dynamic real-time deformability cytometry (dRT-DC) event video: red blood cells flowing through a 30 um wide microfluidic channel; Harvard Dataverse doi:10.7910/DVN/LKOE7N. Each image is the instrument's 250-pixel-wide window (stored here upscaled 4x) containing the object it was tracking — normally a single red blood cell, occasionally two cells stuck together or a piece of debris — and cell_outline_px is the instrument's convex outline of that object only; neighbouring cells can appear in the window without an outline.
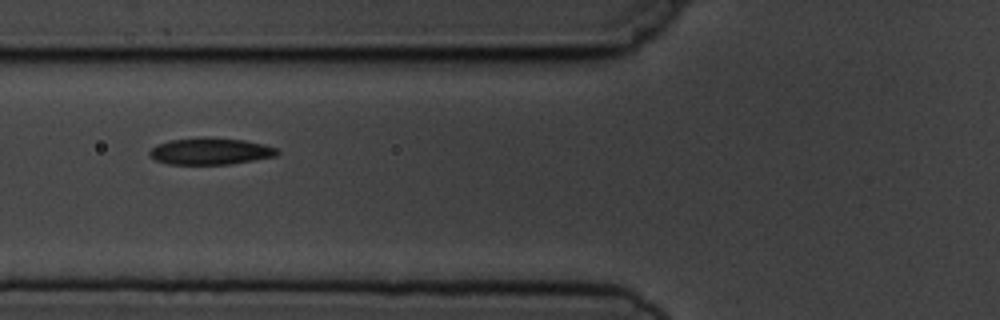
{"species": "common noctule bat (a hibernating species)", "species_latin": "Nyctalus noctula", "temperature_condition": "cold", "stored_images_in_passage": 7, "camera_frame_rate_fps": 3000, "um_per_image_px": 0.085, "animal": {"sex": "male", "body_mass_g": 19.5, "forearm_length_mm": 54.6}, "frame": {"image": 1, "passage_image": 2, "time_ms": 1.0, "image_size_px": [1000, 320], "cell_outline_px": [[280, 152], [276, 156], [232, 164], [168, 164], [156, 160], [148, 152], [152, 148], [160, 144], [172, 140], [204, 136], [244, 140], [264, 144], [276, 148]], "centroid_in_image_um": [17.93, 12.85], "position_along_channel_um": 107.9, "area_um2": 19.83}}
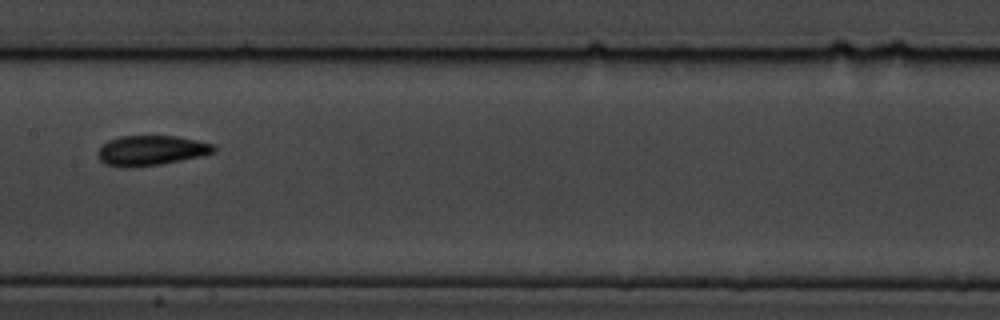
{"frame": {"image": 2, "passage_image": 4, "time_ms": 3.333, "image_size_px": [1000, 320], "cell_outline_px": [[216, 152], [200, 156], [160, 164], [132, 168], [124, 168], [104, 164], [96, 156], [96, 152], [108, 140], [120, 136], [176, 136], [196, 140], [212, 144], [216, 148]], "centroid_in_image_um": [12.79, 12.8], "position_along_channel_um": 194.6, "area_um2": 20.35}}
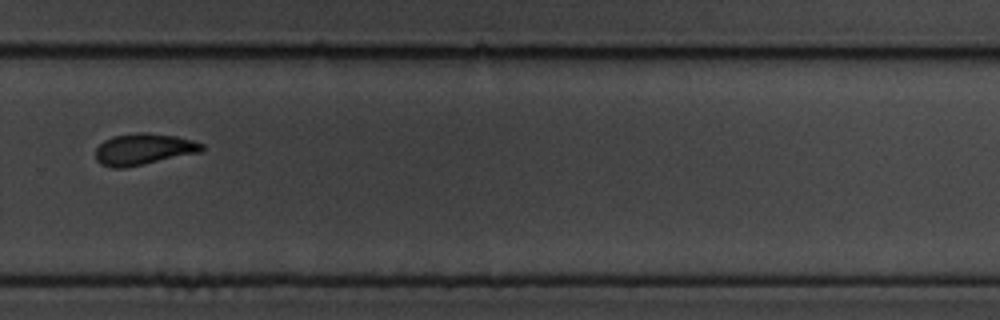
{"frame": {"image": 3, "passage_image": 7, "time_ms": 6.667, "image_size_px": [1000, 320], "cell_outline_px": [[204, 148], [200, 152], [144, 164], [124, 168], [112, 168], [100, 164], [96, 160], [96, 148], [104, 140], [112, 136], [136, 132], [148, 132], [176, 136], [192, 140], [204, 144]], "centroid_in_image_um": [12.18, 12.67], "position_along_channel_um": 317.6, "area_um2": 19.54}}